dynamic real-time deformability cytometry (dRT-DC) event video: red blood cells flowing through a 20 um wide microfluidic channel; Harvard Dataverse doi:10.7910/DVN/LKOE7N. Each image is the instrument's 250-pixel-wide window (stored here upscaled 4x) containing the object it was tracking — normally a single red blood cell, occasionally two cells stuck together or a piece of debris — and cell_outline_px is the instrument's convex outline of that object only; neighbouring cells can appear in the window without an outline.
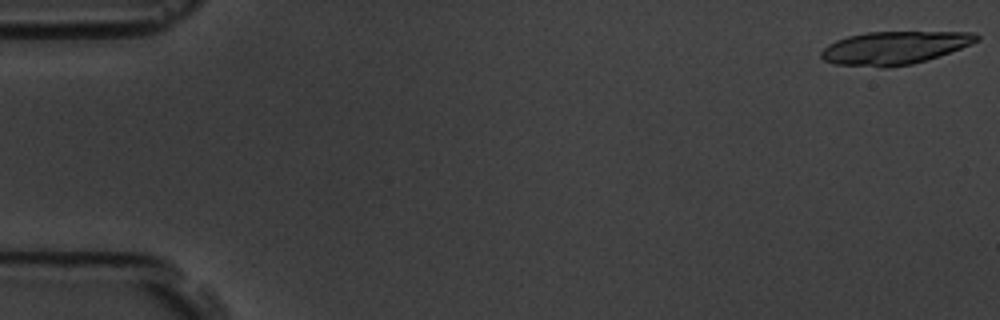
{"species": "common noctule bat (a hibernating species)", "species_latin": "Nyctalus noctula", "temperature_condition": "room temperature", "stored_images_in_passage": 8, "camera_frame_rate_fps": 3000, "um_per_image_px": 0.085, "animal": {"sex": "male", "body_mass_g": 19.5, "forearm_length_mm": 54.6}, "frame": {"image": 1, "passage_image": 1, "time_ms": 0.0, "image_size_px": [1000, 320], "cell_outline_px": [[980, 40], [960, 48], [912, 64], [884, 68], [836, 64], [824, 60], [820, 56], [820, 52], [828, 44], [836, 40], [848, 36], [868, 32], [976, 32], [980, 36]], "centroid_in_image_um": [76.0, 4.06], "position_along_channel_um": 9.0, "area_um2": 29.71}}